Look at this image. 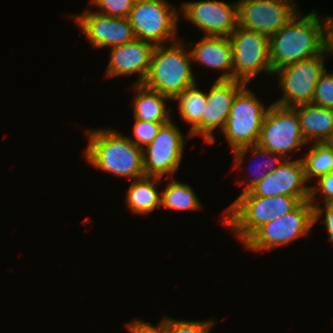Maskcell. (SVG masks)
<instances>
[{"label": "cell", "mask_w": 333, "mask_h": 333, "mask_svg": "<svg viewBox=\"0 0 333 333\" xmlns=\"http://www.w3.org/2000/svg\"><path fill=\"white\" fill-rule=\"evenodd\" d=\"M166 0H137L128 16L137 39L154 45L178 40L179 10ZM170 42V43H169Z\"/></svg>", "instance_id": "8"}, {"label": "cell", "mask_w": 333, "mask_h": 333, "mask_svg": "<svg viewBox=\"0 0 333 333\" xmlns=\"http://www.w3.org/2000/svg\"><path fill=\"white\" fill-rule=\"evenodd\" d=\"M236 80H215L206 95V106L201 119V136L205 144L215 141L213 131L218 127L224 129L228 120L232 102L236 94L245 86Z\"/></svg>", "instance_id": "16"}, {"label": "cell", "mask_w": 333, "mask_h": 333, "mask_svg": "<svg viewBox=\"0 0 333 333\" xmlns=\"http://www.w3.org/2000/svg\"><path fill=\"white\" fill-rule=\"evenodd\" d=\"M324 142L333 149V131Z\"/></svg>", "instance_id": "34"}, {"label": "cell", "mask_w": 333, "mask_h": 333, "mask_svg": "<svg viewBox=\"0 0 333 333\" xmlns=\"http://www.w3.org/2000/svg\"><path fill=\"white\" fill-rule=\"evenodd\" d=\"M135 0H90L96 12L116 18H128ZM98 10V11H97Z\"/></svg>", "instance_id": "27"}, {"label": "cell", "mask_w": 333, "mask_h": 333, "mask_svg": "<svg viewBox=\"0 0 333 333\" xmlns=\"http://www.w3.org/2000/svg\"><path fill=\"white\" fill-rule=\"evenodd\" d=\"M161 180L160 177L144 176L130 182L125 201L133 214L147 215L161 208V191L157 189Z\"/></svg>", "instance_id": "21"}, {"label": "cell", "mask_w": 333, "mask_h": 333, "mask_svg": "<svg viewBox=\"0 0 333 333\" xmlns=\"http://www.w3.org/2000/svg\"><path fill=\"white\" fill-rule=\"evenodd\" d=\"M170 44L171 46L155 45L143 85L173 100L179 93L194 85L196 79L188 45L180 39Z\"/></svg>", "instance_id": "4"}, {"label": "cell", "mask_w": 333, "mask_h": 333, "mask_svg": "<svg viewBox=\"0 0 333 333\" xmlns=\"http://www.w3.org/2000/svg\"><path fill=\"white\" fill-rule=\"evenodd\" d=\"M187 45L192 47V62L223 71L216 80H233L232 46L228 37L204 36L199 42Z\"/></svg>", "instance_id": "18"}, {"label": "cell", "mask_w": 333, "mask_h": 333, "mask_svg": "<svg viewBox=\"0 0 333 333\" xmlns=\"http://www.w3.org/2000/svg\"><path fill=\"white\" fill-rule=\"evenodd\" d=\"M331 55L326 49L314 57L287 64L273 74L278 77L282 98L273 102L281 107L293 108L312 102L315 88L325 72V61ZM325 60V61H324Z\"/></svg>", "instance_id": "5"}, {"label": "cell", "mask_w": 333, "mask_h": 333, "mask_svg": "<svg viewBox=\"0 0 333 333\" xmlns=\"http://www.w3.org/2000/svg\"><path fill=\"white\" fill-rule=\"evenodd\" d=\"M260 147L291 159L288 153L308 145L300 128V121L293 108L271 103L265 115L258 141Z\"/></svg>", "instance_id": "10"}, {"label": "cell", "mask_w": 333, "mask_h": 333, "mask_svg": "<svg viewBox=\"0 0 333 333\" xmlns=\"http://www.w3.org/2000/svg\"><path fill=\"white\" fill-rule=\"evenodd\" d=\"M314 224V207L305 200L290 213L263 224L242 245L249 251L272 250L308 236Z\"/></svg>", "instance_id": "6"}, {"label": "cell", "mask_w": 333, "mask_h": 333, "mask_svg": "<svg viewBox=\"0 0 333 333\" xmlns=\"http://www.w3.org/2000/svg\"><path fill=\"white\" fill-rule=\"evenodd\" d=\"M304 163L306 180H317L319 177L333 172V149L325 142H312Z\"/></svg>", "instance_id": "25"}, {"label": "cell", "mask_w": 333, "mask_h": 333, "mask_svg": "<svg viewBox=\"0 0 333 333\" xmlns=\"http://www.w3.org/2000/svg\"><path fill=\"white\" fill-rule=\"evenodd\" d=\"M248 89L247 84L236 94L223 133L234 151L258 144L262 124L269 109Z\"/></svg>", "instance_id": "7"}, {"label": "cell", "mask_w": 333, "mask_h": 333, "mask_svg": "<svg viewBox=\"0 0 333 333\" xmlns=\"http://www.w3.org/2000/svg\"><path fill=\"white\" fill-rule=\"evenodd\" d=\"M306 183L308 181L301 157L295 160L285 159L249 191L255 196L262 197L293 196L303 202L310 197V186Z\"/></svg>", "instance_id": "15"}, {"label": "cell", "mask_w": 333, "mask_h": 333, "mask_svg": "<svg viewBox=\"0 0 333 333\" xmlns=\"http://www.w3.org/2000/svg\"><path fill=\"white\" fill-rule=\"evenodd\" d=\"M228 38L232 46L233 80L248 85L262 71L273 75L268 36L238 26Z\"/></svg>", "instance_id": "9"}, {"label": "cell", "mask_w": 333, "mask_h": 333, "mask_svg": "<svg viewBox=\"0 0 333 333\" xmlns=\"http://www.w3.org/2000/svg\"><path fill=\"white\" fill-rule=\"evenodd\" d=\"M325 19V36H326V50L333 54V15L324 16Z\"/></svg>", "instance_id": "33"}, {"label": "cell", "mask_w": 333, "mask_h": 333, "mask_svg": "<svg viewBox=\"0 0 333 333\" xmlns=\"http://www.w3.org/2000/svg\"><path fill=\"white\" fill-rule=\"evenodd\" d=\"M298 12L277 33L269 37V58L273 73L279 68L320 55L326 49L325 19L312 10Z\"/></svg>", "instance_id": "1"}, {"label": "cell", "mask_w": 333, "mask_h": 333, "mask_svg": "<svg viewBox=\"0 0 333 333\" xmlns=\"http://www.w3.org/2000/svg\"><path fill=\"white\" fill-rule=\"evenodd\" d=\"M315 183L313 186L310 185V197L309 201L313 205V207L317 206L319 203L317 202L316 194H320V201H323V204L325 203H332L333 202V172L328 173L326 175H323L319 177L317 180H315Z\"/></svg>", "instance_id": "30"}, {"label": "cell", "mask_w": 333, "mask_h": 333, "mask_svg": "<svg viewBox=\"0 0 333 333\" xmlns=\"http://www.w3.org/2000/svg\"><path fill=\"white\" fill-rule=\"evenodd\" d=\"M184 134L172 119L161 126L151 144L142 149L145 176L168 178L179 170L184 154Z\"/></svg>", "instance_id": "11"}, {"label": "cell", "mask_w": 333, "mask_h": 333, "mask_svg": "<svg viewBox=\"0 0 333 333\" xmlns=\"http://www.w3.org/2000/svg\"><path fill=\"white\" fill-rule=\"evenodd\" d=\"M131 87L135 92L133 97L134 119L157 123H168L171 120L169 112L172 107L165 104L167 100L172 101L168 96L146 88L143 84H131Z\"/></svg>", "instance_id": "19"}, {"label": "cell", "mask_w": 333, "mask_h": 333, "mask_svg": "<svg viewBox=\"0 0 333 333\" xmlns=\"http://www.w3.org/2000/svg\"><path fill=\"white\" fill-rule=\"evenodd\" d=\"M130 333H170L167 324L161 319L157 326L135 319L125 325Z\"/></svg>", "instance_id": "31"}, {"label": "cell", "mask_w": 333, "mask_h": 333, "mask_svg": "<svg viewBox=\"0 0 333 333\" xmlns=\"http://www.w3.org/2000/svg\"><path fill=\"white\" fill-rule=\"evenodd\" d=\"M179 14L192 26H196L205 36H226L238 27L237 1L228 4L217 0H199L181 4Z\"/></svg>", "instance_id": "13"}, {"label": "cell", "mask_w": 333, "mask_h": 333, "mask_svg": "<svg viewBox=\"0 0 333 333\" xmlns=\"http://www.w3.org/2000/svg\"><path fill=\"white\" fill-rule=\"evenodd\" d=\"M94 48L123 45L136 39L128 18H116L87 10L71 16Z\"/></svg>", "instance_id": "14"}, {"label": "cell", "mask_w": 333, "mask_h": 333, "mask_svg": "<svg viewBox=\"0 0 333 333\" xmlns=\"http://www.w3.org/2000/svg\"><path fill=\"white\" fill-rule=\"evenodd\" d=\"M238 26L268 37L277 33L299 11L293 0H238Z\"/></svg>", "instance_id": "12"}, {"label": "cell", "mask_w": 333, "mask_h": 333, "mask_svg": "<svg viewBox=\"0 0 333 333\" xmlns=\"http://www.w3.org/2000/svg\"><path fill=\"white\" fill-rule=\"evenodd\" d=\"M206 95L207 92L198 89L195 83L172 100L178 102L177 106L181 118L191 125L188 137L201 136V119L207 103Z\"/></svg>", "instance_id": "22"}, {"label": "cell", "mask_w": 333, "mask_h": 333, "mask_svg": "<svg viewBox=\"0 0 333 333\" xmlns=\"http://www.w3.org/2000/svg\"><path fill=\"white\" fill-rule=\"evenodd\" d=\"M313 105L333 110V71L327 69L317 82L311 102Z\"/></svg>", "instance_id": "29"}, {"label": "cell", "mask_w": 333, "mask_h": 333, "mask_svg": "<svg viewBox=\"0 0 333 333\" xmlns=\"http://www.w3.org/2000/svg\"><path fill=\"white\" fill-rule=\"evenodd\" d=\"M155 45L135 39L123 45L110 48L109 63L106 67L107 78L138 74L133 84H143L149 68Z\"/></svg>", "instance_id": "17"}, {"label": "cell", "mask_w": 333, "mask_h": 333, "mask_svg": "<svg viewBox=\"0 0 333 333\" xmlns=\"http://www.w3.org/2000/svg\"><path fill=\"white\" fill-rule=\"evenodd\" d=\"M306 142H324L333 131V110L312 103L293 107Z\"/></svg>", "instance_id": "20"}, {"label": "cell", "mask_w": 333, "mask_h": 333, "mask_svg": "<svg viewBox=\"0 0 333 333\" xmlns=\"http://www.w3.org/2000/svg\"><path fill=\"white\" fill-rule=\"evenodd\" d=\"M324 211V212H323ZM324 218L322 219V216ZM314 214H315V224L316 222H320L325 224V229L328 233L329 242L333 244V202L332 203H325L324 206H315L314 207ZM321 218V221L319 220Z\"/></svg>", "instance_id": "32"}, {"label": "cell", "mask_w": 333, "mask_h": 333, "mask_svg": "<svg viewBox=\"0 0 333 333\" xmlns=\"http://www.w3.org/2000/svg\"><path fill=\"white\" fill-rule=\"evenodd\" d=\"M161 190V207L171 210L196 211L202 204L193 188L186 183L177 181L174 176Z\"/></svg>", "instance_id": "24"}, {"label": "cell", "mask_w": 333, "mask_h": 333, "mask_svg": "<svg viewBox=\"0 0 333 333\" xmlns=\"http://www.w3.org/2000/svg\"><path fill=\"white\" fill-rule=\"evenodd\" d=\"M86 136L88 141L84 158L94 168L133 180L145 176L142 148L128 136L112 128L86 129Z\"/></svg>", "instance_id": "2"}, {"label": "cell", "mask_w": 333, "mask_h": 333, "mask_svg": "<svg viewBox=\"0 0 333 333\" xmlns=\"http://www.w3.org/2000/svg\"><path fill=\"white\" fill-rule=\"evenodd\" d=\"M133 124V135L128 138L138 147L144 148L151 144L163 124L157 122H146L135 119Z\"/></svg>", "instance_id": "28"}, {"label": "cell", "mask_w": 333, "mask_h": 333, "mask_svg": "<svg viewBox=\"0 0 333 333\" xmlns=\"http://www.w3.org/2000/svg\"><path fill=\"white\" fill-rule=\"evenodd\" d=\"M232 152L234 154L233 161L235 162L236 167H239V168H241L240 166H241V164H243L242 162L245 160V155L248 152L252 156H254V157L256 156V158H259L257 156H261L263 158L262 159L263 161H260L261 163H259V164L257 163V165L253 166V169H252L253 171H251V174L249 175L250 178L247 177L248 178L247 181H246V179L243 181L240 180L242 185L245 182H247V184H246L247 186L244 187V190L242 193L249 191L260 180H262L267 175V173L273 172L285 160V158L282 155L275 154L267 149L260 147L259 145L239 148ZM248 173H250V171ZM254 174H256V175H254Z\"/></svg>", "instance_id": "23"}, {"label": "cell", "mask_w": 333, "mask_h": 333, "mask_svg": "<svg viewBox=\"0 0 333 333\" xmlns=\"http://www.w3.org/2000/svg\"><path fill=\"white\" fill-rule=\"evenodd\" d=\"M300 203L293 196L262 197L247 191L241 193L223 211L222 224L235 233L243 244L263 224L283 217Z\"/></svg>", "instance_id": "3"}, {"label": "cell", "mask_w": 333, "mask_h": 333, "mask_svg": "<svg viewBox=\"0 0 333 333\" xmlns=\"http://www.w3.org/2000/svg\"><path fill=\"white\" fill-rule=\"evenodd\" d=\"M162 320L167 324L170 333H210L216 320L189 321L178 320L163 316Z\"/></svg>", "instance_id": "26"}]
</instances>
